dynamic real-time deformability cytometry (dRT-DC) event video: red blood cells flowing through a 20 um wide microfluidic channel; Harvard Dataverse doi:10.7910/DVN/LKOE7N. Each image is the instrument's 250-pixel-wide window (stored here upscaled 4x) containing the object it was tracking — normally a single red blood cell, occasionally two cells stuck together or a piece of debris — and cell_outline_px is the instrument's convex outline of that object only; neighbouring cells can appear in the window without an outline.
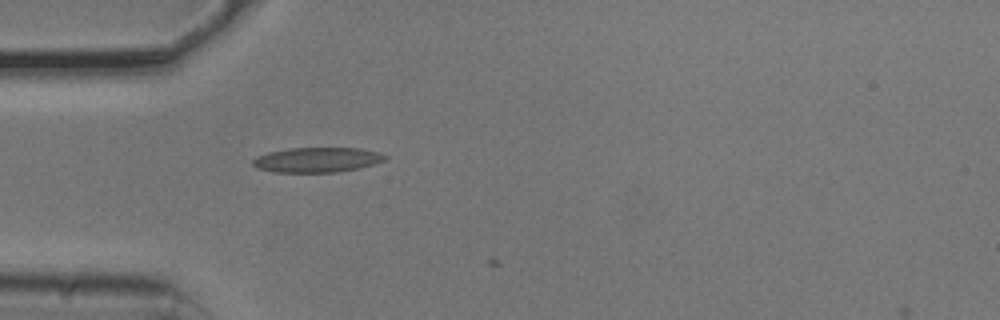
{"species": "common noctule bat (a hibernating species)", "species_latin": "Nyctalus noctula", "temperature_condition": "cold", "stored_images_in_passage": 7, "camera_frame_rate_fps": 3000, "um_per_image_px": 0.085, "animal": {"sex": "male", "body_mass_g": 20.5, "forearm_length_mm": 52.5}, "frame": {"image": 1, "passage_image": 1, "time_ms": 0.0, "image_size_px": [1000, 320], "cell_outline_px": [[388, 156], [384, 160], [360, 168], [336, 172], [276, 172], [256, 168], [252, 164], [252, 160], [256, 156], [268, 152], [288, 148], [360, 148], [376, 152]], "centroid_in_image_um": [26.91, 13.58], "position_along_channel_um": 58.1, "area_um2": 19.13}}
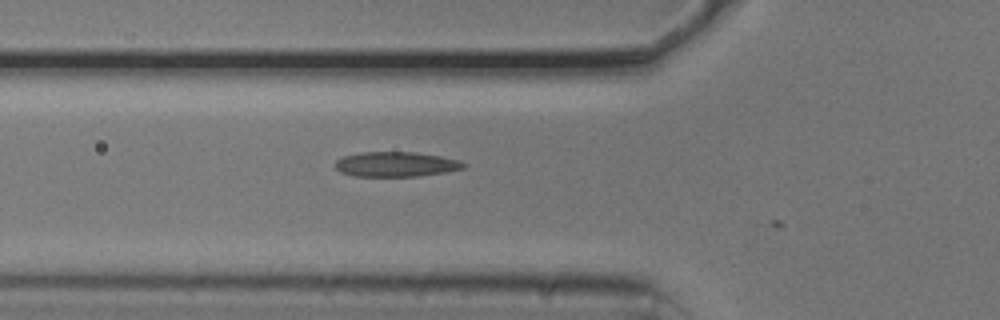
{"frame": {"image": 2, "passage_image": 4, "time_ms": 1.0, "image_size_px": [1000, 320], "cell_outline_px": [[464, 168], [448, 172], [416, 176], [356, 176], [340, 172], [336, 168], [336, 160], [344, 156], [360, 152], [416, 152], [440, 156], [460, 160], [464, 164]], "centroid_in_image_um": [33.66, 13.96], "position_along_channel_um": 92.1, "area_um2": 18.55}}